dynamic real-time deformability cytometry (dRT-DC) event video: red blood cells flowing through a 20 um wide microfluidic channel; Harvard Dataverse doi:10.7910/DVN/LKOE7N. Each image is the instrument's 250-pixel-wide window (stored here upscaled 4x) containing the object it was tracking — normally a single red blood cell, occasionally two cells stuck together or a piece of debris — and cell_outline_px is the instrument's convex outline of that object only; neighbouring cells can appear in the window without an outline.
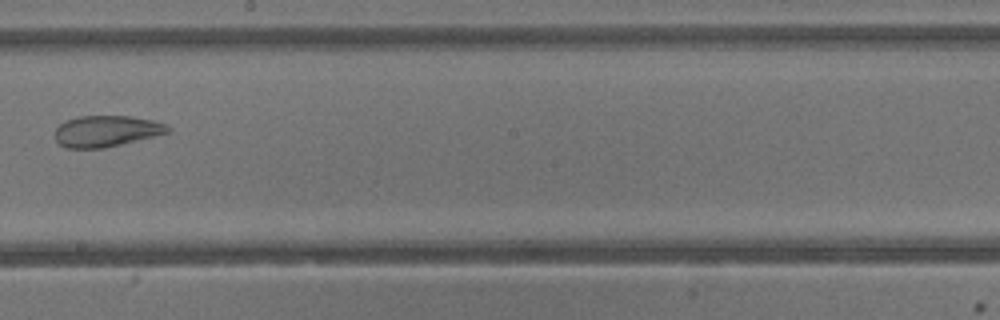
{"species": "common noctule bat (a hibernating species)", "species_latin": "Nyctalus noctula", "temperature_condition": "warm", "stored_images_in_passage": 7, "camera_frame_rate_fps": 3000, "um_per_image_px": 0.085, "animal": {"sex": "male", "body_mass_g": 13.3}, "frame": {"image": 1, "passage_image": 7, "time_ms": 7.667, "image_size_px": [1000, 320], "cell_outline_px": [[172, 132], [156, 136], [104, 148], [64, 148], [56, 140], [56, 128], [60, 124], [76, 116], [132, 116], [152, 120], [164, 124], [172, 128]], "centroid_in_image_um": [9.07, 11.15], "position_along_channel_um": 239.1, "area_um2": 20.58}}